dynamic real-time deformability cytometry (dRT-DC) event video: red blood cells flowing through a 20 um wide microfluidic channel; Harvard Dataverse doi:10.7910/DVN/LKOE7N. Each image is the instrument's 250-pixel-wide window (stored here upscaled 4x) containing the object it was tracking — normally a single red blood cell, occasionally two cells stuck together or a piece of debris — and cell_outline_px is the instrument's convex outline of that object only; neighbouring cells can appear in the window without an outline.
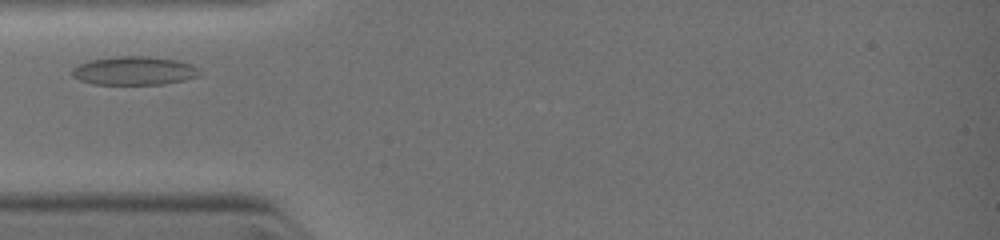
{"species": "common noctule bat (a hibernating species)", "species_latin": "Nyctalus noctula", "temperature_condition": "warm", "stored_images_in_passage": 24, "camera_frame_rate_fps": 3000, "um_per_image_px": 0.085, "animal": {"sex": "female", "body_mass_g": 19.0, "forearm_length_mm": 51.5}, "frame": {"image": 1, "passage_image": 4, "time_ms": 1.0, "image_size_px": [1000, 240], "cell_outline_px": [[204, 72], [200, 76], [184, 80], [164, 84], [92, 84], [80, 80], [72, 76], [72, 68], [80, 64], [92, 60], [120, 56], [144, 56], [176, 60], [188, 64]], "centroid_in_image_um": [11.42, 6.02], "position_along_channel_um": 73.6, "area_um2": 21.04}}
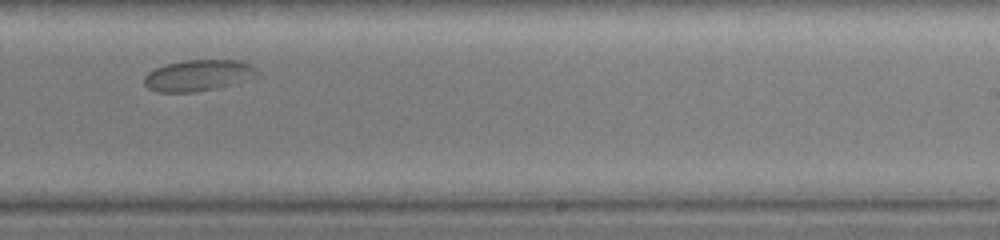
{"frame": {"image": 2, "passage_image": 16, "time_ms": 5.0, "image_size_px": [1000, 240], "cell_outline_px": [[260, 76], [252, 80], [220, 88], [196, 92], [156, 92], [148, 88], [144, 84], [144, 76], [148, 72], [164, 64], [184, 60], [240, 60], [252, 64], [256, 68]], "centroid_in_image_um": [16.93, 6.42], "position_along_channel_um": 272.1, "area_um2": 21.21}}
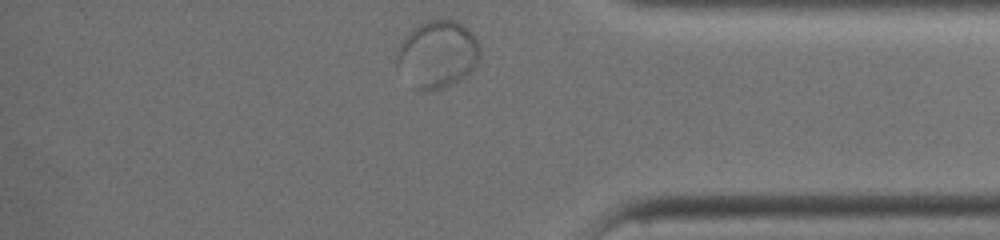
{"frame": {"image": 3, "passage_image": 24, "time_ms": 7.667, "image_size_px": [1000, 240], "cell_outline_px": [[480, 56], [476, 64], [464, 76], [452, 84], [440, 88], [412, 88], [396, 68], [396, 48], [404, 36], [412, 28], [424, 20], [456, 20], [468, 28], [476, 40], [480, 48]], "centroid_in_image_um": [37.11, 4.57], "position_along_channel_um": 398.1, "area_um2": 32.71}}